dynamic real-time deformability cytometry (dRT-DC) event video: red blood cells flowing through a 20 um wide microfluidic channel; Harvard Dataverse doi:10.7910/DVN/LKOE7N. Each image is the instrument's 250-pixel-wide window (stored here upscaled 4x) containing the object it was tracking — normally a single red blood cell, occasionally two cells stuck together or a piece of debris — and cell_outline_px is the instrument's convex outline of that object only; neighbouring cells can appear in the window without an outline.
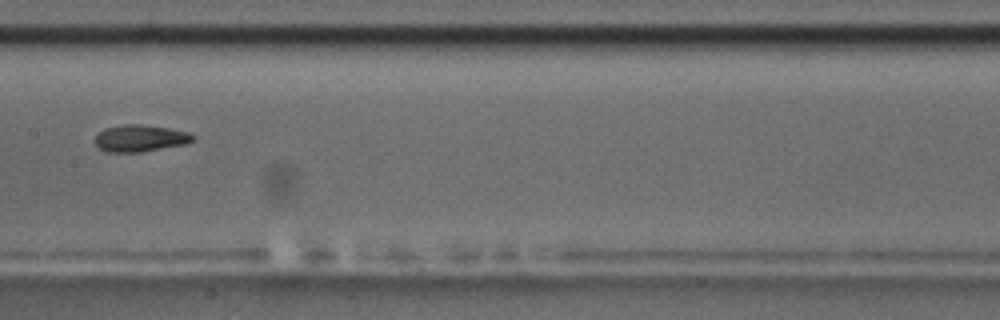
{"species": "common noctule bat (a hibernating species)", "species_latin": "Nyctalus noctula", "temperature_condition": "room temperature", "stored_images_in_passage": 11, "camera_frame_rate_fps": 3000, "um_per_image_px": 0.085, "animal": {"sex": "male", "body_mass_g": 17.5, "forearm_length_mm": 52.3}, "frame": {"image": 1, "passage_image": 5, "time_ms": 4.667, "image_size_px": [1000, 320], "cell_outline_px": [[196, 136], [188, 144], [140, 152], [104, 152], [96, 144], [96, 136], [104, 128], [124, 124], [140, 124], [168, 128], [188, 132]], "centroid_in_image_um": [11.93, 11.75], "position_along_channel_um": 195.5, "area_um2": 15.32}}